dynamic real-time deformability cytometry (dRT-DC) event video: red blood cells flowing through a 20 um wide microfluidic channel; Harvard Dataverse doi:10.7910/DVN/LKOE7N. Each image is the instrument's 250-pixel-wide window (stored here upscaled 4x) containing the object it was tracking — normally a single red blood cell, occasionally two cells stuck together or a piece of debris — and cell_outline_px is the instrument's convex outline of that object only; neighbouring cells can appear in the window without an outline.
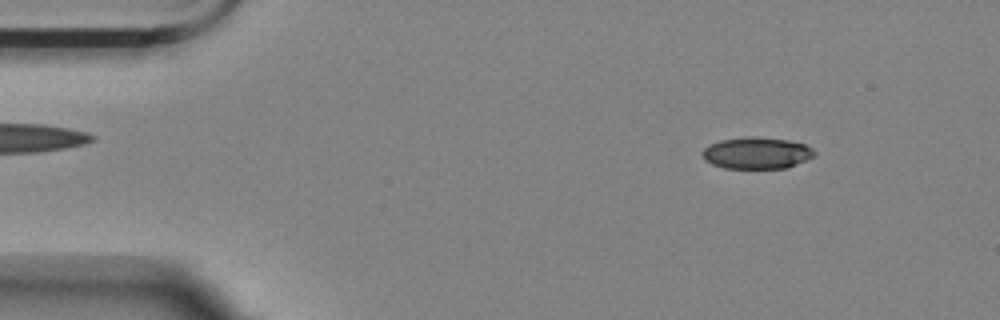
{"species": "Egyptian fruit bat (a non-hibernating species)", "species_latin": "Rousettus aegyptiacus", "temperature_condition": "room temperature", "stored_images_in_passage": 53, "camera_frame_rate_fps": 3000, "um_per_image_px": 0.085, "animal": {"sex": "female"}, "frame": {"image": 1, "passage_image": 4, "time_ms": 1.0, "image_size_px": [1000, 320], "cell_outline_px": [[816, 156], [788, 168], [724, 168], [712, 164], [704, 160], [700, 152], [708, 144], [720, 140], [748, 136], [756, 136], [788, 140], [804, 144], [812, 148], [816, 152]], "centroid_in_image_um": [64.31, 13.0], "position_along_channel_um": 20.7, "area_um2": 20.98}}
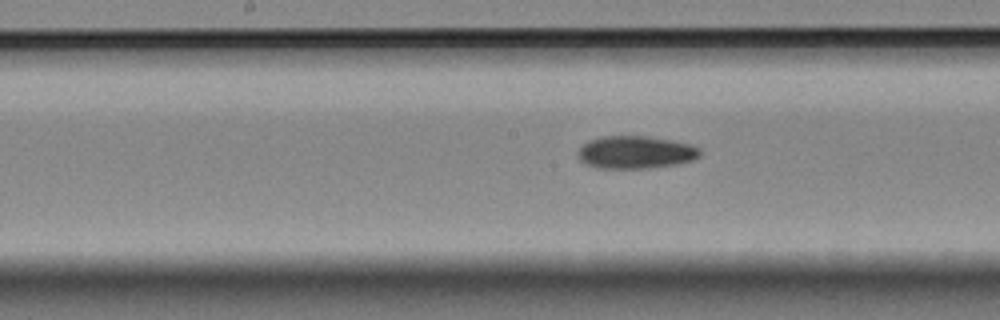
{"frame": {"image": 2, "passage_image": 25, "time_ms": 8.0, "image_size_px": [1000, 320], "cell_outline_px": [[700, 156], [692, 160], [672, 164], [648, 168], [596, 168], [584, 164], [576, 156], [576, 152], [588, 140], [604, 136], [648, 136], [688, 144], [700, 148]], "centroid_in_image_um": [53.95, 12.94], "position_along_channel_um": 194.3, "area_um2": 23.12}}
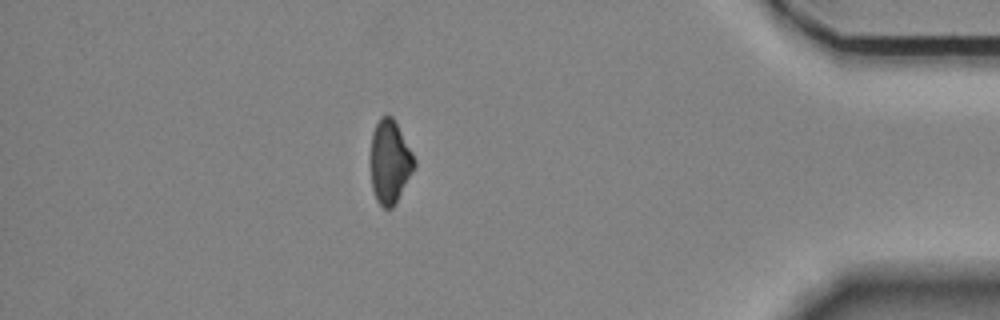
{"frame": {"image": 3, "passage_image": 46, "time_ms": 15.0, "image_size_px": [1000, 320], "cell_outline_px": [[416, 164], [412, 172], [392, 208], [384, 208], [376, 200], [372, 188], [372, 132], [380, 116], [392, 116], [412, 152], [416, 160]], "centroid_in_image_um": [33.14, 13.74], "position_along_channel_um": 402.1, "area_um2": 20.63}, "authors_computed_cell_mechanics": {"area_um2": 22.3686, "velocity_mm_per_s": 3.5589, "shape_relaxation_time_tau1_ms": 6.7449, "shape_relaxation_time_tau2_ms": 10.548, "deformation_change_tau1": 0.1483, "deformation_change_tau2": 0.1542}}